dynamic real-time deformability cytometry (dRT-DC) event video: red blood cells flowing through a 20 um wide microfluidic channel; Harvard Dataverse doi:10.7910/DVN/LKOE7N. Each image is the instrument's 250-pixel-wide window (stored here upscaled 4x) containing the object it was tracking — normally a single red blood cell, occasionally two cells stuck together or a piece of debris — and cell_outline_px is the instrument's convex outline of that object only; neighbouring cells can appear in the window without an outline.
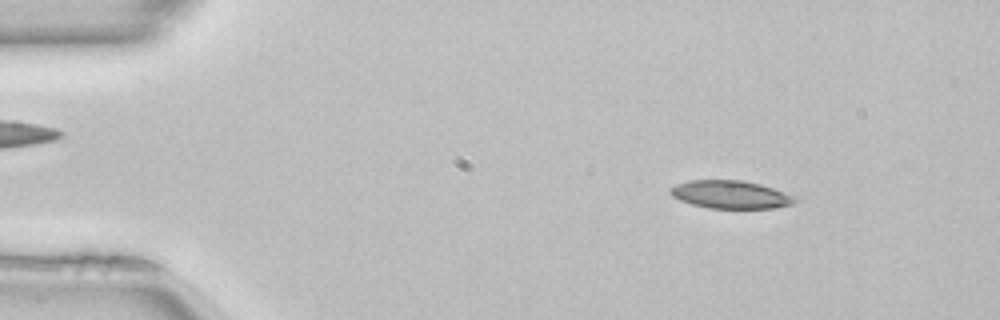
{"species": "common noctule bat (a hibernating species)", "species_latin": "Nyctalus noctula", "temperature_condition": "room temperature", "stored_images_in_passage": 47, "camera_frame_rate_fps": 3000, "um_per_image_px": 0.085, "animal": {"sex": "female", "body_mass_g": 22.7, "forearm_length_mm": 54.2}, "frame": {"image": 1, "passage_image": 4, "time_ms": 1.0, "image_size_px": [1000, 320], "cell_outline_px": [[800, 200], [792, 204], [776, 208], [708, 208], [692, 204], [680, 200], [672, 196], [668, 192], [668, 188], [676, 184], [688, 180], [740, 180], [760, 184], [796, 196]], "centroid_in_image_um": [62.09, 16.53], "position_along_channel_um": 22.9, "area_um2": 20.46}}
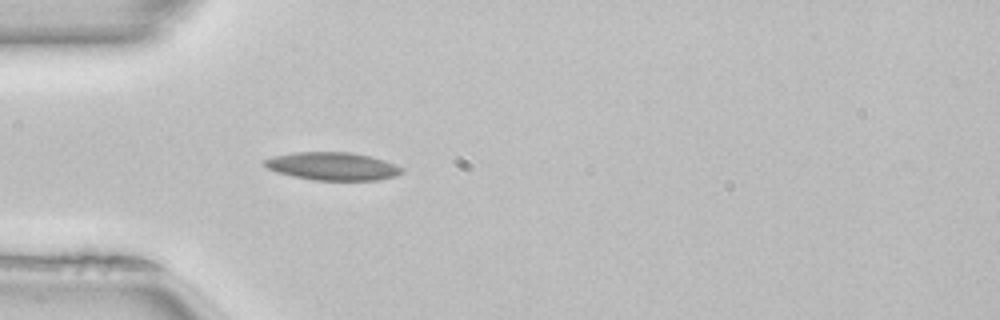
{"frame": {"image": 2, "passage_image": 12, "time_ms": 3.667, "image_size_px": [1000, 320], "cell_outline_px": [[404, 172], [396, 176], [380, 180], [316, 180], [276, 172], [268, 168], [264, 164], [264, 160], [272, 156], [296, 152], [352, 152], [372, 156], [396, 164], [404, 168]], "centroid_in_image_um": [28.34, 14.12], "position_along_channel_um": 56.7, "area_um2": 22.43}}
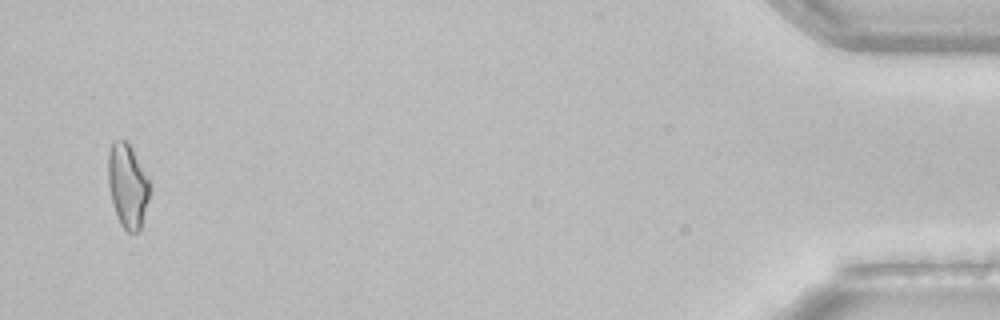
{"frame": {"image": 3, "passage_image": 46, "time_ms": 15.0, "image_size_px": [1000, 320], "cell_outline_px": [[152, 188], [140, 228], [136, 232], [128, 232], [120, 224], [112, 204], [108, 184], [108, 152], [112, 140], [128, 140], [148, 176], [152, 184]], "centroid_in_image_um": [10.86, 15.73], "position_along_channel_um": 424.3, "area_um2": 20.81}, "authors_computed_cell_mechanics": {"area_um2": 20.808, "velocity_mm_per_s": 4.0739, "shape_relaxation_time_tau1_ms": 9.5978, "shape_relaxation_time_tau2_ms": 7.4541, "deformation_change_tau1": 0.1893, "deformation_change_tau2": 0.166}}